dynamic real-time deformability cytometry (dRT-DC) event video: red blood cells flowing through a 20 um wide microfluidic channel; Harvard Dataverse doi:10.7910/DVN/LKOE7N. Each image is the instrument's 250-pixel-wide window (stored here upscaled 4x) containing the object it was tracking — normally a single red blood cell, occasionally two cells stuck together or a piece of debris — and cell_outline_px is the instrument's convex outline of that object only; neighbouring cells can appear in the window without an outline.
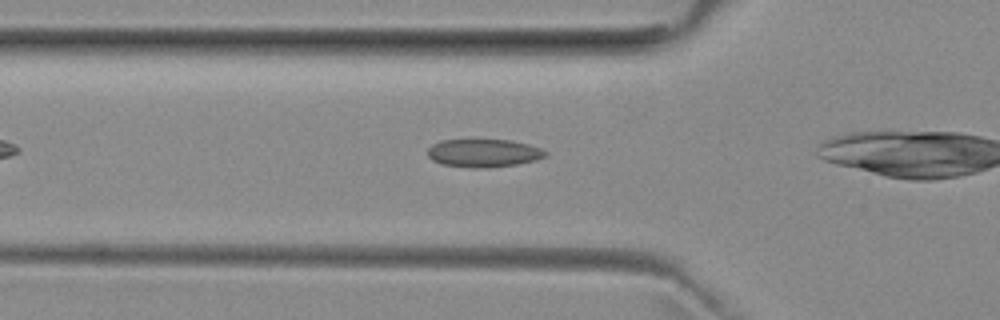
{"species": "common noctule bat (a hibernating species)", "species_latin": "Nyctalus noctula", "temperature_condition": "room temperature", "stored_images_in_passage": 8, "camera_frame_rate_fps": 3000, "um_per_image_px": 0.085, "animal": {"sex": "female", "body_mass_g": 29.2, "forearm_length_mm": 56.3}, "frame": {"image": 1, "passage_image": 3, "time_ms": 0.667, "image_size_px": [1000, 320], "cell_outline_px": [[548, 156], [536, 160], [516, 164], [488, 168], [472, 168], [440, 164], [432, 160], [428, 156], [428, 148], [432, 144], [440, 140], [512, 140], [528, 144], [540, 148], [548, 152]], "centroid_in_image_um": [41.11, 13.01], "position_along_channel_um": 84.7, "area_um2": 19.42}}
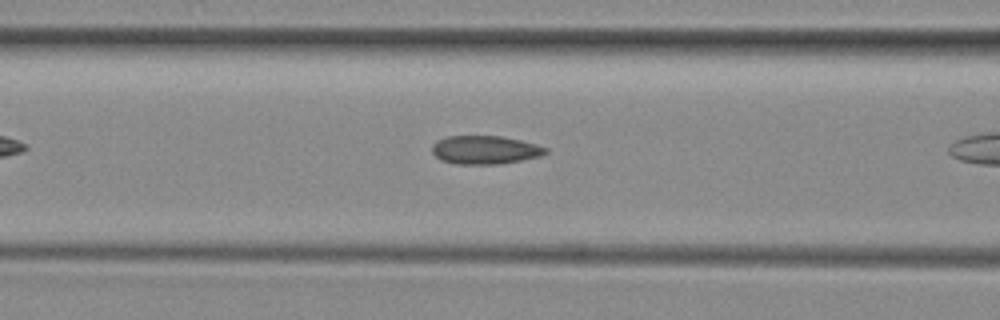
{"frame": {"image": 2, "passage_image": 6, "time_ms": 1.667, "image_size_px": [1000, 320], "cell_outline_px": [[548, 152], [540, 156], [500, 164], [456, 164], [440, 160], [432, 152], [432, 144], [436, 140], [448, 136], [500, 136], [520, 140], [536, 144], [548, 148]], "centroid_in_image_um": [41.2, 12.74], "position_along_channel_um": 125.4, "area_um2": 18.84}}